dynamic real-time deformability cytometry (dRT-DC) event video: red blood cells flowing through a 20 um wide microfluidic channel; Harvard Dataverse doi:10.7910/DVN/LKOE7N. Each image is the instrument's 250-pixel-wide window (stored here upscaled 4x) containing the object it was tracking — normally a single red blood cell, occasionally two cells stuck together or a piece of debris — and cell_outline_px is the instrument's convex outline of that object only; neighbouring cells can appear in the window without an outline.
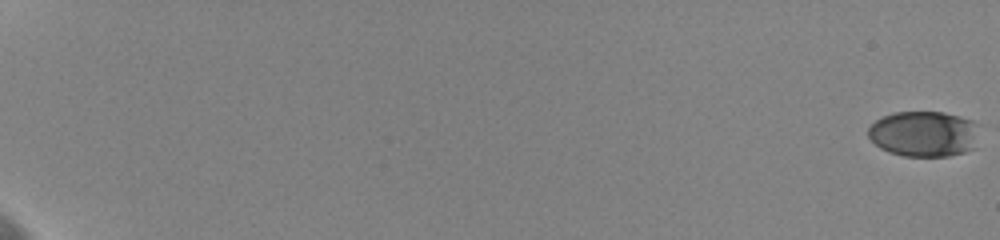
{"species": "human", "species_latin": "Homo sapiens", "temperature_condition": "cold", "stored_images_in_passage": 43, "camera_frame_rate_fps": 3000, "um_per_image_px": 0.085, "donor": {"sex": "female"}, "frame": {"image": 1, "passage_image": 1, "time_ms": 0.0, "image_size_px": [1000, 240], "cell_outline_px": [[976, 148], [964, 152], [948, 156], [904, 156], [888, 152], [880, 148], [868, 136], [868, 128], [876, 120], [892, 112], [944, 112], [960, 116], [972, 120]], "centroid_in_image_um": [78.47, 11.38], "position_along_channel_um": 6.5, "area_um2": 29.25}}
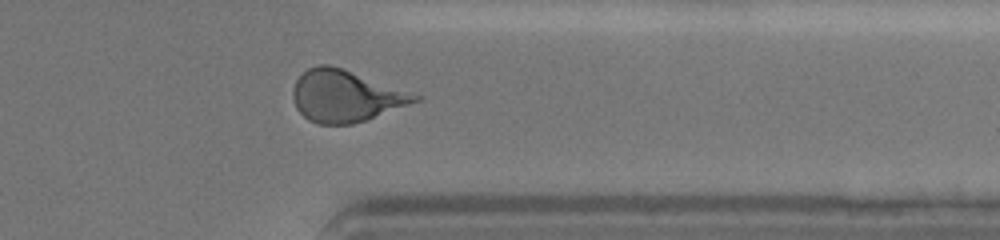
{"frame": {"image": 2, "passage_image": 37, "time_ms": 17.0, "image_size_px": [1000, 240], "cell_outline_px": [[424, 96], [420, 100], [364, 120], [352, 124], [320, 124], [308, 120], [296, 108], [292, 96], [292, 88], [296, 80], [308, 68], [320, 64], [328, 64]], "centroid_in_image_um": [29.34, 8.16], "position_along_channel_um": 382.1, "area_um2": 36.24}}
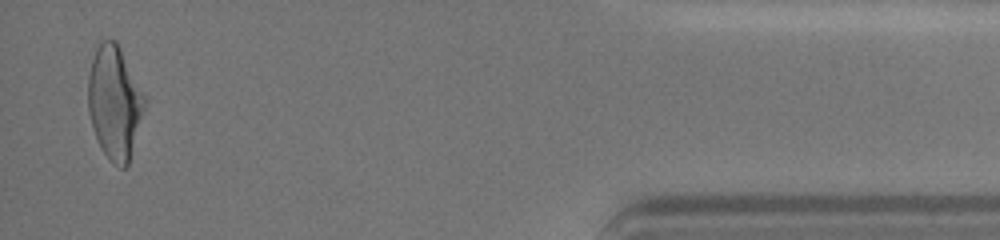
{"frame": {"image": 3, "passage_image": 42, "time_ms": 19.667, "image_size_px": [1000, 240], "cell_outline_px": [[148, 100], [128, 164], [124, 168], [120, 168], [112, 164], [108, 160], [100, 148], [92, 128], [88, 112], [88, 76], [92, 60], [96, 48], [100, 40], [116, 40]], "centroid_in_image_um": [9.74, 8.74], "position_along_channel_um": 425.5, "area_um2": 37.74}, "authors_computed_cell_mechanics": {"area_um2": 35.3736, "velocity_mm_per_s": 3.6084, "shape_relaxation_time_tau1_ms": 4.6875, "shape_relaxation_time_tau2_ms": 0.9663, "deformation_change_tau1": 0.1648, "deformation_change_tau2": 0.0806}}